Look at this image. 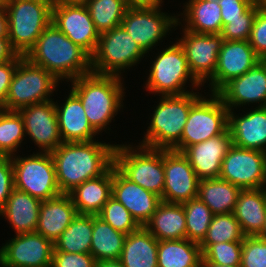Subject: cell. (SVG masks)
<instances>
[{"label": "cell", "mask_w": 266, "mask_h": 267, "mask_svg": "<svg viewBox=\"0 0 266 267\" xmlns=\"http://www.w3.org/2000/svg\"><path fill=\"white\" fill-rule=\"evenodd\" d=\"M208 95L201 96L190 108L181 141L172 150L182 152L186 147L216 137L228 129L229 109L217 93Z\"/></svg>", "instance_id": "30bf717a"}, {"label": "cell", "mask_w": 266, "mask_h": 267, "mask_svg": "<svg viewBox=\"0 0 266 267\" xmlns=\"http://www.w3.org/2000/svg\"><path fill=\"white\" fill-rule=\"evenodd\" d=\"M129 7L161 8L163 0H125Z\"/></svg>", "instance_id": "f907efd6"}, {"label": "cell", "mask_w": 266, "mask_h": 267, "mask_svg": "<svg viewBox=\"0 0 266 267\" xmlns=\"http://www.w3.org/2000/svg\"><path fill=\"white\" fill-rule=\"evenodd\" d=\"M202 95L192 91L183 95L159 96L139 145L172 150L181 141L190 108Z\"/></svg>", "instance_id": "277c9868"}, {"label": "cell", "mask_w": 266, "mask_h": 267, "mask_svg": "<svg viewBox=\"0 0 266 267\" xmlns=\"http://www.w3.org/2000/svg\"><path fill=\"white\" fill-rule=\"evenodd\" d=\"M182 10L183 13L177 15L179 18H177L175 30L181 25L193 33L221 34L223 22L218 2L186 0Z\"/></svg>", "instance_id": "484cf974"}, {"label": "cell", "mask_w": 266, "mask_h": 267, "mask_svg": "<svg viewBox=\"0 0 266 267\" xmlns=\"http://www.w3.org/2000/svg\"><path fill=\"white\" fill-rule=\"evenodd\" d=\"M17 53L12 49L8 37H0V63L12 60Z\"/></svg>", "instance_id": "681fc988"}, {"label": "cell", "mask_w": 266, "mask_h": 267, "mask_svg": "<svg viewBox=\"0 0 266 267\" xmlns=\"http://www.w3.org/2000/svg\"><path fill=\"white\" fill-rule=\"evenodd\" d=\"M181 28L182 37L176 41L184 50L191 73L206 88L205 83L215 73L224 39L220 34H199Z\"/></svg>", "instance_id": "9a60e30c"}, {"label": "cell", "mask_w": 266, "mask_h": 267, "mask_svg": "<svg viewBox=\"0 0 266 267\" xmlns=\"http://www.w3.org/2000/svg\"><path fill=\"white\" fill-rule=\"evenodd\" d=\"M201 259L199 243L188 239L159 241L158 267H200Z\"/></svg>", "instance_id": "d6a6232c"}, {"label": "cell", "mask_w": 266, "mask_h": 267, "mask_svg": "<svg viewBox=\"0 0 266 267\" xmlns=\"http://www.w3.org/2000/svg\"><path fill=\"white\" fill-rule=\"evenodd\" d=\"M98 140L63 142L50 152L61 193L68 194L83 182L105 174L114 165L116 144Z\"/></svg>", "instance_id": "6da1fadb"}, {"label": "cell", "mask_w": 266, "mask_h": 267, "mask_svg": "<svg viewBox=\"0 0 266 267\" xmlns=\"http://www.w3.org/2000/svg\"><path fill=\"white\" fill-rule=\"evenodd\" d=\"M145 56L146 53L120 25L100 34L91 55V69L97 74L123 77L121 73L137 66Z\"/></svg>", "instance_id": "ba28073f"}, {"label": "cell", "mask_w": 266, "mask_h": 267, "mask_svg": "<svg viewBox=\"0 0 266 267\" xmlns=\"http://www.w3.org/2000/svg\"><path fill=\"white\" fill-rule=\"evenodd\" d=\"M95 267H124L122 262L118 260H102L96 261Z\"/></svg>", "instance_id": "f5cc1de1"}, {"label": "cell", "mask_w": 266, "mask_h": 267, "mask_svg": "<svg viewBox=\"0 0 266 267\" xmlns=\"http://www.w3.org/2000/svg\"><path fill=\"white\" fill-rule=\"evenodd\" d=\"M255 2V0H220L221 16L223 26L229 20L244 19V12Z\"/></svg>", "instance_id": "7dc6e473"}, {"label": "cell", "mask_w": 266, "mask_h": 267, "mask_svg": "<svg viewBox=\"0 0 266 267\" xmlns=\"http://www.w3.org/2000/svg\"><path fill=\"white\" fill-rule=\"evenodd\" d=\"M217 94L229 110L254 103L255 107H266V60L259 61L245 74L231 79Z\"/></svg>", "instance_id": "ac0fdd59"}, {"label": "cell", "mask_w": 266, "mask_h": 267, "mask_svg": "<svg viewBox=\"0 0 266 267\" xmlns=\"http://www.w3.org/2000/svg\"><path fill=\"white\" fill-rule=\"evenodd\" d=\"M164 170L165 184L161 201L182 204L198 197L199 179L181 152L164 149Z\"/></svg>", "instance_id": "d6986e66"}, {"label": "cell", "mask_w": 266, "mask_h": 267, "mask_svg": "<svg viewBox=\"0 0 266 267\" xmlns=\"http://www.w3.org/2000/svg\"><path fill=\"white\" fill-rule=\"evenodd\" d=\"M0 37H8V22L5 9H0Z\"/></svg>", "instance_id": "816d5d0a"}, {"label": "cell", "mask_w": 266, "mask_h": 267, "mask_svg": "<svg viewBox=\"0 0 266 267\" xmlns=\"http://www.w3.org/2000/svg\"><path fill=\"white\" fill-rule=\"evenodd\" d=\"M5 11L10 45L18 55L25 57L52 21L51 1L10 0Z\"/></svg>", "instance_id": "8992f818"}, {"label": "cell", "mask_w": 266, "mask_h": 267, "mask_svg": "<svg viewBox=\"0 0 266 267\" xmlns=\"http://www.w3.org/2000/svg\"><path fill=\"white\" fill-rule=\"evenodd\" d=\"M159 241L144 227L126 235L120 261L124 267H158Z\"/></svg>", "instance_id": "4dcf8cb0"}, {"label": "cell", "mask_w": 266, "mask_h": 267, "mask_svg": "<svg viewBox=\"0 0 266 267\" xmlns=\"http://www.w3.org/2000/svg\"><path fill=\"white\" fill-rule=\"evenodd\" d=\"M241 267H266V241L245 236L242 241Z\"/></svg>", "instance_id": "7bdbcfd3"}, {"label": "cell", "mask_w": 266, "mask_h": 267, "mask_svg": "<svg viewBox=\"0 0 266 267\" xmlns=\"http://www.w3.org/2000/svg\"><path fill=\"white\" fill-rule=\"evenodd\" d=\"M244 233L234 213L214 215L207 234L199 244L203 252L210 244L243 241Z\"/></svg>", "instance_id": "f35d334b"}, {"label": "cell", "mask_w": 266, "mask_h": 267, "mask_svg": "<svg viewBox=\"0 0 266 267\" xmlns=\"http://www.w3.org/2000/svg\"><path fill=\"white\" fill-rule=\"evenodd\" d=\"M208 2H219L220 0H206Z\"/></svg>", "instance_id": "91938a15"}, {"label": "cell", "mask_w": 266, "mask_h": 267, "mask_svg": "<svg viewBox=\"0 0 266 267\" xmlns=\"http://www.w3.org/2000/svg\"><path fill=\"white\" fill-rule=\"evenodd\" d=\"M68 194L79 215H99L112 197V167L100 177L76 186Z\"/></svg>", "instance_id": "83f0119b"}, {"label": "cell", "mask_w": 266, "mask_h": 267, "mask_svg": "<svg viewBox=\"0 0 266 267\" xmlns=\"http://www.w3.org/2000/svg\"><path fill=\"white\" fill-rule=\"evenodd\" d=\"M259 61L261 59L255 54L249 41L224 40L215 73L206 82L210 93H217L231 79L245 74Z\"/></svg>", "instance_id": "ffe728a7"}, {"label": "cell", "mask_w": 266, "mask_h": 267, "mask_svg": "<svg viewBox=\"0 0 266 267\" xmlns=\"http://www.w3.org/2000/svg\"><path fill=\"white\" fill-rule=\"evenodd\" d=\"M186 217V239L201 243L214 214L198 197L182 203Z\"/></svg>", "instance_id": "74e56055"}, {"label": "cell", "mask_w": 266, "mask_h": 267, "mask_svg": "<svg viewBox=\"0 0 266 267\" xmlns=\"http://www.w3.org/2000/svg\"><path fill=\"white\" fill-rule=\"evenodd\" d=\"M93 232V215H79L72 220L61 236L54 241L60 252L90 253Z\"/></svg>", "instance_id": "e575fe53"}, {"label": "cell", "mask_w": 266, "mask_h": 267, "mask_svg": "<svg viewBox=\"0 0 266 267\" xmlns=\"http://www.w3.org/2000/svg\"><path fill=\"white\" fill-rule=\"evenodd\" d=\"M232 145L227 129L223 134L186 147L181 153L188 159L199 180L219 178L222 161Z\"/></svg>", "instance_id": "7402d4cb"}, {"label": "cell", "mask_w": 266, "mask_h": 267, "mask_svg": "<svg viewBox=\"0 0 266 267\" xmlns=\"http://www.w3.org/2000/svg\"><path fill=\"white\" fill-rule=\"evenodd\" d=\"M25 57L32 64L53 74L61 83L70 82L92 72L91 56L73 43L52 22L44 29Z\"/></svg>", "instance_id": "7a4b0ae2"}, {"label": "cell", "mask_w": 266, "mask_h": 267, "mask_svg": "<svg viewBox=\"0 0 266 267\" xmlns=\"http://www.w3.org/2000/svg\"><path fill=\"white\" fill-rule=\"evenodd\" d=\"M14 189V169L10 156H0V210Z\"/></svg>", "instance_id": "bcb514c9"}, {"label": "cell", "mask_w": 266, "mask_h": 267, "mask_svg": "<svg viewBox=\"0 0 266 267\" xmlns=\"http://www.w3.org/2000/svg\"><path fill=\"white\" fill-rule=\"evenodd\" d=\"M200 267H241V265H235V266L220 265L208 262L207 260H201Z\"/></svg>", "instance_id": "11a10c76"}, {"label": "cell", "mask_w": 266, "mask_h": 267, "mask_svg": "<svg viewBox=\"0 0 266 267\" xmlns=\"http://www.w3.org/2000/svg\"><path fill=\"white\" fill-rule=\"evenodd\" d=\"M241 189L221 178L202 179L198 183V198L214 215L233 213Z\"/></svg>", "instance_id": "1f68e13d"}, {"label": "cell", "mask_w": 266, "mask_h": 267, "mask_svg": "<svg viewBox=\"0 0 266 267\" xmlns=\"http://www.w3.org/2000/svg\"><path fill=\"white\" fill-rule=\"evenodd\" d=\"M98 216L110 224L115 230L126 235L136 231L140 227L131 213L114 197H111L105 203Z\"/></svg>", "instance_id": "ab89813d"}, {"label": "cell", "mask_w": 266, "mask_h": 267, "mask_svg": "<svg viewBox=\"0 0 266 267\" xmlns=\"http://www.w3.org/2000/svg\"><path fill=\"white\" fill-rule=\"evenodd\" d=\"M91 253H70L53 250L51 267H95Z\"/></svg>", "instance_id": "f6af8a7d"}, {"label": "cell", "mask_w": 266, "mask_h": 267, "mask_svg": "<svg viewBox=\"0 0 266 267\" xmlns=\"http://www.w3.org/2000/svg\"><path fill=\"white\" fill-rule=\"evenodd\" d=\"M219 178L241 190L266 187V152L232 145L222 161Z\"/></svg>", "instance_id": "4fadbf2b"}, {"label": "cell", "mask_w": 266, "mask_h": 267, "mask_svg": "<svg viewBox=\"0 0 266 267\" xmlns=\"http://www.w3.org/2000/svg\"><path fill=\"white\" fill-rule=\"evenodd\" d=\"M65 102L56 101L55 108L60 136L63 142H89L100 135L89 123L82 102L71 91Z\"/></svg>", "instance_id": "cb8c5ba5"}, {"label": "cell", "mask_w": 266, "mask_h": 267, "mask_svg": "<svg viewBox=\"0 0 266 267\" xmlns=\"http://www.w3.org/2000/svg\"><path fill=\"white\" fill-rule=\"evenodd\" d=\"M258 237L261 238L262 240L266 241V219H265L264 227H263L262 231L259 233Z\"/></svg>", "instance_id": "9f6ffc18"}, {"label": "cell", "mask_w": 266, "mask_h": 267, "mask_svg": "<svg viewBox=\"0 0 266 267\" xmlns=\"http://www.w3.org/2000/svg\"><path fill=\"white\" fill-rule=\"evenodd\" d=\"M52 5L72 4V3H85V0H50Z\"/></svg>", "instance_id": "db71d44e"}, {"label": "cell", "mask_w": 266, "mask_h": 267, "mask_svg": "<svg viewBox=\"0 0 266 267\" xmlns=\"http://www.w3.org/2000/svg\"><path fill=\"white\" fill-rule=\"evenodd\" d=\"M248 41L255 54L266 60V9L259 8L257 11Z\"/></svg>", "instance_id": "ee69618b"}, {"label": "cell", "mask_w": 266, "mask_h": 267, "mask_svg": "<svg viewBox=\"0 0 266 267\" xmlns=\"http://www.w3.org/2000/svg\"><path fill=\"white\" fill-rule=\"evenodd\" d=\"M36 153V154H35ZM33 152L29 156H11L14 169V188L46 201L61 193L53 158L50 152Z\"/></svg>", "instance_id": "8fae6325"}, {"label": "cell", "mask_w": 266, "mask_h": 267, "mask_svg": "<svg viewBox=\"0 0 266 267\" xmlns=\"http://www.w3.org/2000/svg\"><path fill=\"white\" fill-rule=\"evenodd\" d=\"M228 112V129L233 145L266 152V107H255L239 113Z\"/></svg>", "instance_id": "603a6c76"}, {"label": "cell", "mask_w": 266, "mask_h": 267, "mask_svg": "<svg viewBox=\"0 0 266 267\" xmlns=\"http://www.w3.org/2000/svg\"><path fill=\"white\" fill-rule=\"evenodd\" d=\"M112 197L119 201L140 226H144L161 202L157 194L131 182L112 166Z\"/></svg>", "instance_id": "44dd1931"}, {"label": "cell", "mask_w": 266, "mask_h": 267, "mask_svg": "<svg viewBox=\"0 0 266 267\" xmlns=\"http://www.w3.org/2000/svg\"><path fill=\"white\" fill-rule=\"evenodd\" d=\"M54 100L18 110L24 122L25 135L37 145L38 152H52L63 143Z\"/></svg>", "instance_id": "e0dca14e"}, {"label": "cell", "mask_w": 266, "mask_h": 267, "mask_svg": "<svg viewBox=\"0 0 266 267\" xmlns=\"http://www.w3.org/2000/svg\"><path fill=\"white\" fill-rule=\"evenodd\" d=\"M242 241L210 244L203 252L202 259L220 265H241Z\"/></svg>", "instance_id": "60d3db41"}, {"label": "cell", "mask_w": 266, "mask_h": 267, "mask_svg": "<svg viewBox=\"0 0 266 267\" xmlns=\"http://www.w3.org/2000/svg\"><path fill=\"white\" fill-rule=\"evenodd\" d=\"M59 83L53 74L23 57L18 62L5 104L1 108L18 111L26 106L50 101Z\"/></svg>", "instance_id": "9c48e42d"}, {"label": "cell", "mask_w": 266, "mask_h": 267, "mask_svg": "<svg viewBox=\"0 0 266 267\" xmlns=\"http://www.w3.org/2000/svg\"><path fill=\"white\" fill-rule=\"evenodd\" d=\"M51 22L90 56L94 53L100 33L84 3L52 5Z\"/></svg>", "instance_id": "2e32d148"}, {"label": "cell", "mask_w": 266, "mask_h": 267, "mask_svg": "<svg viewBox=\"0 0 266 267\" xmlns=\"http://www.w3.org/2000/svg\"><path fill=\"white\" fill-rule=\"evenodd\" d=\"M0 248V267H51L54 244L42 234H16Z\"/></svg>", "instance_id": "5bb4252c"}, {"label": "cell", "mask_w": 266, "mask_h": 267, "mask_svg": "<svg viewBox=\"0 0 266 267\" xmlns=\"http://www.w3.org/2000/svg\"><path fill=\"white\" fill-rule=\"evenodd\" d=\"M255 3L262 9H266V0H255Z\"/></svg>", "instance_id": "6f0895ef"}, {"label": "cell", "mask_w": 266, "mask_h": 267, "mask_svg": "<svg viewBox=\"0 0 266 267\" xmlns=\"http://www.w3.org/2000/svg\"><path fill=\"white\" fill-rule=\"evenodd\" d=\"M168 46V47H167ZM152 60L145 89L158 96L183 95L201 90L203 85L191 73L183 48L178 42L167 45ZM191 85L189 84V82ZM190 85L191 91L187 89ZM186 86V87H185ZM195 88V89H194Z\"/></svg>", "instance_id": "5b68a950"}, {"label": "cell", "mask_w": 266, "mask_h": 267, "mask_svg": "<svg viewBox=\"0 0 266 267\" xmlns=\"http://www.w3.org/2000/svg\"><path fill=\"white\" fill-rule=\"evenodd\" d=\"M41 203L39 199L14 188L0 210V217L9 222L15 235L33 233L38 225Z\"/></svg>", "instance_id": "4316f807"}, {"label": "cell", "mask_w": 266, "mask_h": 267, "mask_svg": "<svg viewBox=\"0 0 266 267\" xmlns=\"http://www.w3.org/2000/svg\"><path fill=\"white\" fill-rule=\"evenodd\" d=\"M24 122L18 111L0 110V156L17 155L26 140Z\"/></svg>", "instance_id": "8d00e7d4"}, {"label": "cell", "mask_w": 266, "mask_h": 267, "mask_svg": "<svg viewBox=\"0 0 266 267\" xmlns=\"http://www.w3.org/2000/svg\"><path fill=\"white\" fill-rule=\"evenodd\" d=\"M259 6L254 2L245 12L244 19L229 20L221 31V37L229 41H248Z\"/></svg>", "instance_id": "b9f144b4"}, {"label": "cell", "mask_w": 266, "mask_h": 267, "mask_svg": "<svg viewBox=\"0 0 266 267\" xmlns=\"http://www.w3.org/2000/svg\"><path fill=\"white\" fill-rule=\"evenodd\" d=\"M144 227L158 241L186 239V217L183 205L161 201Z\"/></svg>", "instance_id": "f546056e"}, {"label": "cell", "mask_w": 266, "mask_h": 267, "mask_svg": "<svg viewBox=\"0 0 266 267\" xmlns=\"http://www.w3.org/2000/svg\"><path fill=\"white\" fill-rule=\"evenodd\" d=\"M84 4L100 34L120 26L129 8L125 0H85Z\"/></svg>", "instance_id": "d590c367"}, {"label": "cell", "mask_w": 266, "mask_h": 267, "mask_svg": "<svg viewBox=\"0 0 266 267\" xmlns=\"http://www.w3.org/2000/svg\"><path fill=\"white\" fill-rule=\"evenodd\" d=\"M233 213L245 236H258L266 219V187L241 190Z\"/></svg>", "instance_id": "f1b7e54d"}, {"label": "cell", "mask_w": 266, "mask_h": 267, "mask_svg": "<svg viewBox=\"0 0 266 267\" xmlns=\"http://www.w3.org/2000/svg\"><path fill=\"white\" fill-rule=\"evenodd\" d=\"M23 57L24 56L17 54L12 60L0 63V107L5 104L14 72L17 68L18 62Z\"/></svg>", "instance_id": "c3c4849f"}, {"label": "cell", "mask_w": 266, "mask_h": 267, "mask_svg": "<svg viewBox=\"0 0 266 267\" xmlns=\"http://www.w3.org/2000/svg\"><path fill=\"white\" fill-rule=\"evenodd\" d=\"M162 8L129 7L121 26L148 55L163 42L167 33L175 29L177 15L161 11ZM173 28V29H172Z\"/></svg>", "instance_id": "7c38bea8"}, {"label": "cell", "mask_w": 266, "mask_h": 267, "mask_svg": "<svg viewBox=\"0 0 266 267\" xmlns=\"http://www.w3.org/2000/svg\"><path fill=\"white\" fill-rule=\"evenodd\" d=\"M10 0H0V9H6Z\"/></svg>", "instance_id": "680465c9"}, {"label": "cell", "mask_w": 266, "mask_h": 267, "mask_svg": "<svg viewBox=\"0 0 266 267\" xmlns=\"http://www.w3.org/2000/svg\"><path fill=\"white\" fill-rule=\"evenodd\" d=\"M77 210L69 194L62 193L42 201L36 233L42 234L53 243L77 216Z\"/></svg>", "instance_id": "d4e9b609"}, {"label": "cell", "mask_w": 266, "mask_h": 267, "mask_svg": "<svg viewBox=\"0 0 266 267\" xmlns=\"http://www.w3.org/2000/svg\"><path fill=\"white\" fill-rule=\"evenodd\" d=\"M125 237L126 234L115 230L98 215H93L90 253L96 261L120 259Z\"/></svg>", "instance_id": "836d02e7"}, {"label": "cell", "mask_w": 266, "mask_h": 267, "mask_svg": "<svg viewBox=\"0 0 266 267\" xmlns=\"http://www.w3.org/2000/svg\"><path fill=\"white\" fill-rule=\"evenodd\" d=\"M115 167L131 182L162 197L165 184L164 149L116 144Z\"/></svg>", "instance_id": "52a82bcc"}, {"label": "cell", "mask_w": 266, "mask_h": 267, "mask_svg": "<svg viewBox=\"0 0 266 267\" xmlns=\"http://www.w3.org/2000/svg\"><path fill=\"white\" fill-rule=\"evenodd\" d=\"M123 78L90 72L70 81V90L82 102L90 125L99 134L110 129L113 118L124 107L126 88Z\"/></svg>", "instance_id": "3957f363"}]
</instances>
